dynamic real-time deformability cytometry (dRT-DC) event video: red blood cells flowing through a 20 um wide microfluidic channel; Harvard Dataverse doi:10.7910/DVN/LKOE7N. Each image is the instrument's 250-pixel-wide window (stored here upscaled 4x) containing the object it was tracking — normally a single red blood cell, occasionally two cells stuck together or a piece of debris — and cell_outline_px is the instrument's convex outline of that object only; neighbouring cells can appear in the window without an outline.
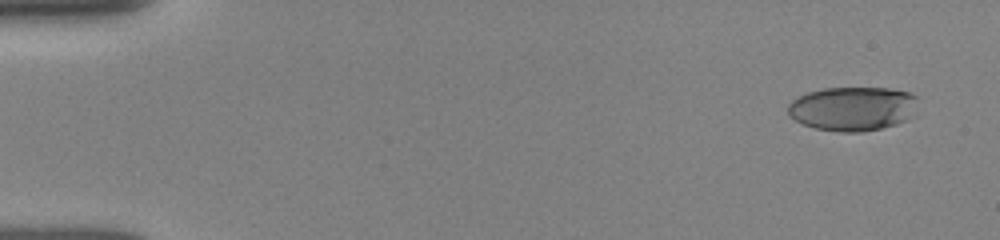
{"species": "human", "species_latin": "Homo sapiens", "temperature_condition": "room temperature", "stored_images_in_passage": 27, "camera_frame_rate_fps": 3000, "um_per_image_px": 0.085, "donor": {"sex": "female"}, "frame": {"image": 1, "passage_image": 2, "time_ms": 0.333, "image_size_px": [1000, 240], "cell_outline_px": [[916, 96], [904, 120], [896, 124], [880, 128], [860, 132], [840, 132], [816, 128], [804, 124], [796, 120], [788, 112], [788, 104], [792, 100], [808, 92], [824, 88], [888, 88], [912, 92]], "centroid_in_image_um": [72.39, 9.22], "position_along_channel_um": 12.6, "area_um2": 32.6}}
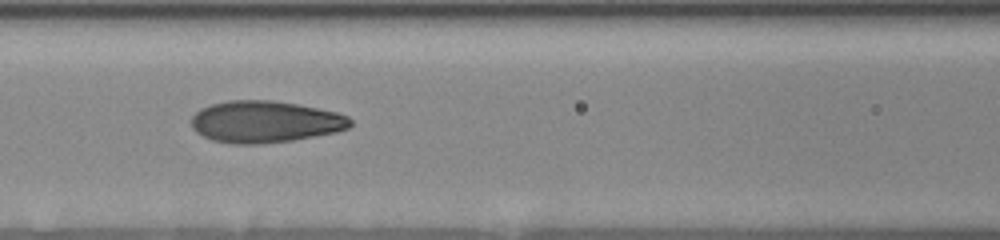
{"frame": {"image": 2, "passage_image": 16, "time_ms": 5.0, "image_size_px": [1000, 240], "cell_outline_px": [[352, 124], [348, 128], [336, 132], [292, 140], [260, 144], [232, 144], [212, 140], [196, 132], [192, 128], [192, 116], [200, 108], [212, 104], [228, 100], [272, 100], [296, 104], [336, 112], [348, 116], [352, 120]], "centroid_in_image_um": [22.51, 10.35], "position_along_channel_um": 144.1, "area_um2": 38.67}}
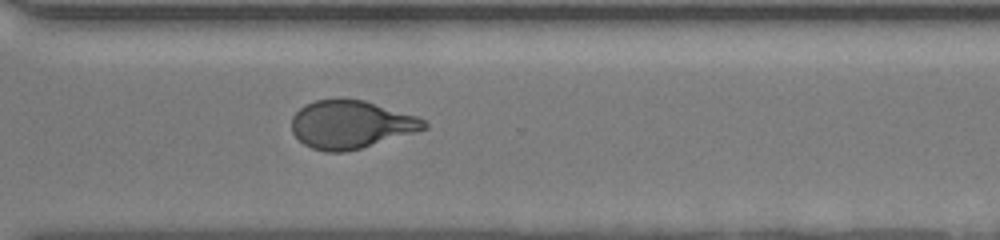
{"frame": {"image": 3, "passage_image": 27, "time_ms": 8.667, "image_size_px": [1000, 240], "cell_outline_px": [[428, 128], [360, 148], [344, 152], [324, 152], [312, 148], [304, 144], [292, 132], [292, 116], [304, 104], [316, 100], [336, 96], [340, 96], [364, 100], [416, 116], [424, 120], [428, 124]], "centroid_in_image_um": [29.78, 10.55], "position_along_channel_um": 340.8, "area_um2": 37.28}}